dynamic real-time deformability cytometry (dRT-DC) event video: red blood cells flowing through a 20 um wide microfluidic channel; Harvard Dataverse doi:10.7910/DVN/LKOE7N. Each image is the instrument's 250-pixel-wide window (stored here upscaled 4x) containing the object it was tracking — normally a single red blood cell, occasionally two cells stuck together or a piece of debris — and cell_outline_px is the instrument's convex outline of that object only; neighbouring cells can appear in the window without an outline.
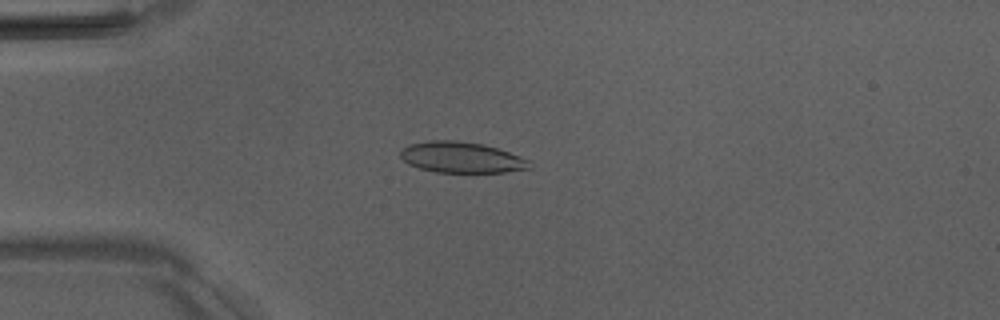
{"species": "Egyptian fruit bat (a non-hibernating species)", "species_latin": "Rousettus aegyptiacus", "temperature_condition": "room temperature", "stored_images_in_passage": 52, "camera_frame_rate_fps": 3000, "um_per_image_px": 0.085, "animal": {"sex": "male"}, "frame": {"image": 1, "passage_image": 14, "time_ms": 4.333, "image_size_px": [1000, 320], "cell_outline_px": [[532, 168], [504, 172], [436, 172], [420, 168], [408, 164], [400, 156], [400, 152], [408, 144], [428, 140], [456, 140], [484, 144], [508, 152], [528, 160]], "centroid_in_image_um": [39.19, 13.37], "position_along_channel_um": 45.8, "area_um2": 23.12}}
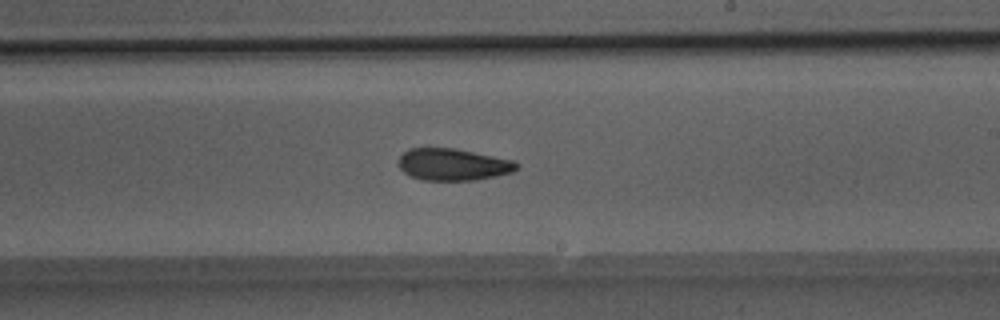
{"frame": {"image": 2, "passage_image": 31, "time_ms": 10.0, "image_size_px": [1000, 320], "cell_outline_px": [[520, 164], [512, 172], [496, 176], [476, 180], [424, 180], [412, 176], [404, 172], [400, 168], [400, 156], [408, 148], [456, 148], [512, 160]], "centroid_in_image_um": [38.52, 13.98], "position_along_channel_um": 250.5, "area_um2": 21.79}}
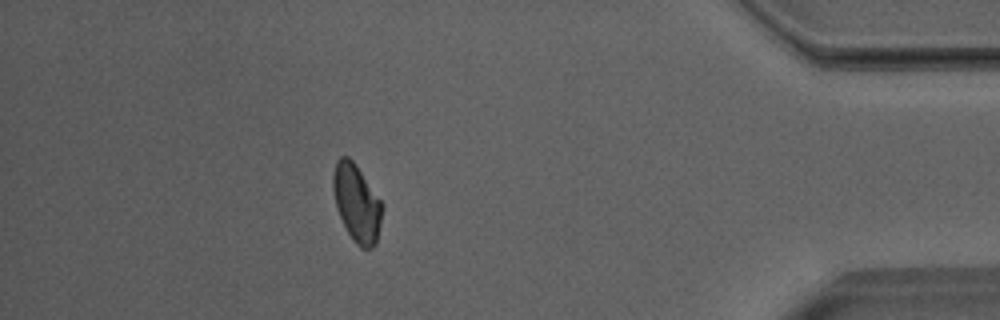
{"frame": {"image": 3, "passage_image": 46, "time_ms": 15.0, "image_size_px": [1000, 320], "cell_outline_px": [[380, 224], [376, 244], [372, 248], [360, 248], [352, 240], [336, 208], [332, 188], [332, 176], [336, 160], [340, 156], [348, 156], [356, 164], [380, 200]], "centroid_in_image_um": [30.27, 17.24], "position_along_channel_um": 404.9, "area_um2": 21.85}, "authors_computed_cell_mechanics": {"area_um2": 22.7154, "velocity_mm_per_s": 3.9922, "shape_relaxation_time_tau1_ms": 8.5133, "shape_relaxation_time_tau2_ms": 3.3189, "deformation_change_tau1": 0.1845, "deformation_change_tau2": 0.0678}}